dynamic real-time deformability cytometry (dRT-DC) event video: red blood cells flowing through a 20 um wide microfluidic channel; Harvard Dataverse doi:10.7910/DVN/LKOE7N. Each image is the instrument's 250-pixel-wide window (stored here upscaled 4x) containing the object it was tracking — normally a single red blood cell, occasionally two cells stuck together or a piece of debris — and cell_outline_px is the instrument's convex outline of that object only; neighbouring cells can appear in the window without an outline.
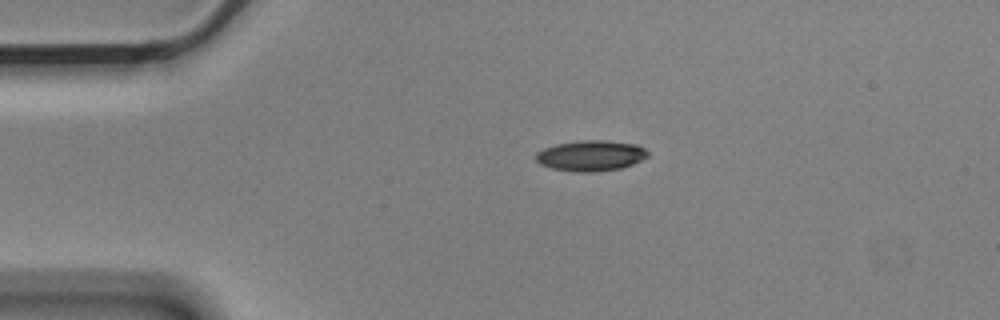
{"species": "Egyptian fruit bat (a non-hibernating species)", "species_latin": "Rousettus aegyptiacus", "temperature_condition": "cold", "stored_images_in_passage": 2, "camera_frame_rate_fps": 3000, "um_per_image_px": 0.085, "animal": {"sex": "male"}, "frame": {"image": 1, "passage_image": 1, "time_ms": 0.0, "image_size_px": [1000, 320], "cell_outline_px": [[648, 156], [632, 164], [620, 168], [596, 172], [572, 172], [552, 168], [540, 164], [536, 160], [536, 152], [544, 148], [556, 144], [580, 140], [608, 140], [636, 144], [644, 148], [648, 152]], "centroid_in_image_um": [50.2, 13.23], "position_along_channel_um": 34.8, "area_um2": 20.06}}